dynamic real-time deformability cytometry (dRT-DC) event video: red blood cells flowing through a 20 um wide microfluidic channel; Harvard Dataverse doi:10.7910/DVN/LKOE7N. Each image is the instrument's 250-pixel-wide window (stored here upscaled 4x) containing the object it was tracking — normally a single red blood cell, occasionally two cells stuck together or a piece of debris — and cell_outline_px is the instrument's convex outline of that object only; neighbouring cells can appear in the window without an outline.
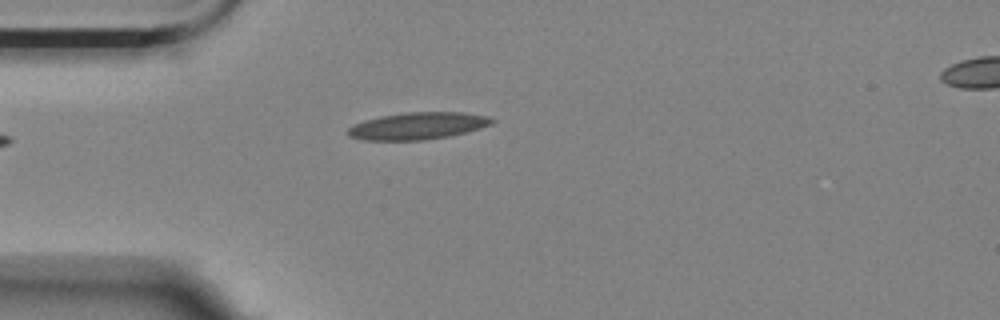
{"species": "Egyptian fruit bat (a non-hibernating species)", "species_latin": "Rousettus aegyptiacus", "temperature_condition": "room temperature", "stored_images_in_passage": 36, "camera_frame_rate_fps": 3000, "um_per_image_px": 0.085, "animal": {"sex": "female"}, "frame": {"image": 1, "passage_image": 1, "time_ms": 0.0, "image_size_px": [1000, 320], "cell_outline_px": [[496, 120], [492, 124], [480, 128], [448, 136], [424, 140], [364, 140], [348, 136], [348, 128], [364, 120], [380, 116], [404, 112], [464, 112], [488, 116]], "centroid_in_image_um": [35.52, 10.69], "position_along_channel_um": 49.5, "area_um2": 22.66}}
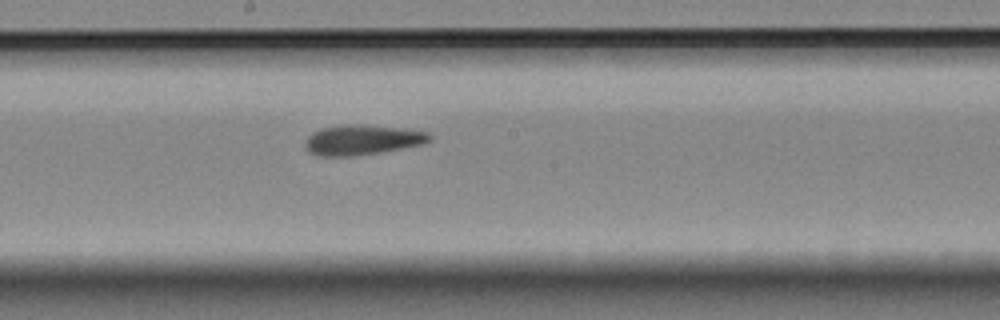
{"frame": {"image": 2, "passage_image": 16, "time_ms": 5.0, "image_size_px": [1000, 320], "cell_outline_px": [[432, 140], [424, 144], [380, 152], [352, 156], [316, 156], [308, 152], [304, 148], [304, 140], [312, 132], [320, 128], [348, 124], [352, 124], [404, 128], [428, 132], [432, 136]], "centroid_in_image_um": [30.76, 11.89], "position_along_channel_um": 217.4, "area_um2": 22.02}}
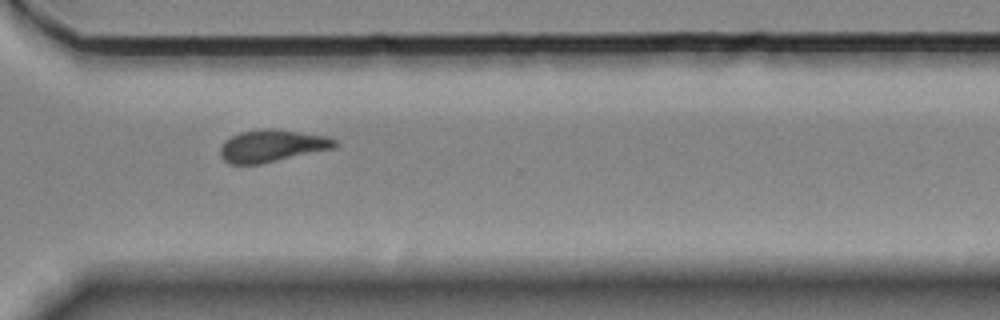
{"frame": {"image": 3, "passage_image": 27, "time_ms": 8.667, "image_size_px": [1000, 320], "cell_outline_px": [[340, 144], [336, 148], [260, 164], [228, 164], [220, 156], [220, 144], [224, 140], [240, 132], [268, 128], [328, 136], [336, 140]], "centroid_in_image_um": [23.12, 12.4], "position_along_channel_um": 347.5, "area_um2": 21.62}, "authors_computed_cell_mechanics": {"area_um2": 21.4727, "velocity_mm_per_s": 3.5652, "shape_relaxation_time_tau1_ms": 5.9847, "shape_relaxation_time_tau2_ms": 3.2847, "deformation_change_tau1": 0.1634, "deformation_change_tau2": 0.108}}